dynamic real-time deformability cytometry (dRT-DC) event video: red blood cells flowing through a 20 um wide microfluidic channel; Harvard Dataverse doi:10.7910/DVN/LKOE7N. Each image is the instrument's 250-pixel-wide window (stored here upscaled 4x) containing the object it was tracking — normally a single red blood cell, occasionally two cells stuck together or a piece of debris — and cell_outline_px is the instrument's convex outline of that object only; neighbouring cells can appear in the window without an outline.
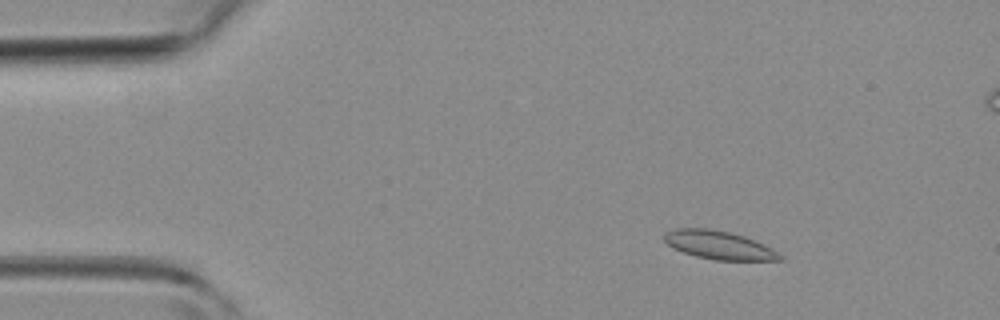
{"species": "common noctule bat (a hibernating species)", "species_latin": "Nyctalus noctula", "temperature_condition": "room temperature", "stored_images_in_passage": 47, "camera_frame_rate_fps": 3000, "um_per_image_px": 0.085, "animal": {"sex": "female", "body_mass_g": 19.3, "forearm_length_mm": 54.1}, "frame": {"image": 1, "passage_image": 7, "time_ms": 2.0, "image_size_px": [1000, 320], "cell_outline_px": [[784, 260], [716, 260], [696, 256], [672, 248], [664, 240], [664, 232], [672, 228], [708, 228], [728, 232], [744, 236], [764, 244], [772, 248], [784, 256]], "centroid_in_image_um": [61.11, 20.83], "position_along_channel_um": 23.9, "area_um2": 19.19}}
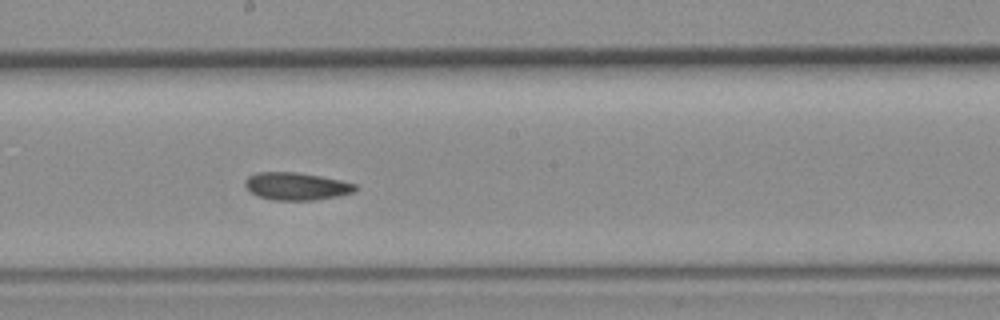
{"frame": {"image": 2, "passage_image": 25, "time_ms": 8.0, "image_size_px": [1000, 320], "cell_outline_px": [[356, 188], [352, 192], [336, 196], [312, 200], [272, 200], [260, 196], [252, 192], [244, 184], [244, 180], [248, 176], [256, 172], [296, 172], [320, 176], [340, 180], [356, 184]], "centroid_in_image_um": [25.16, 15.82], "position_along_channel_um": 223.0, "area_um2": 17.46}}
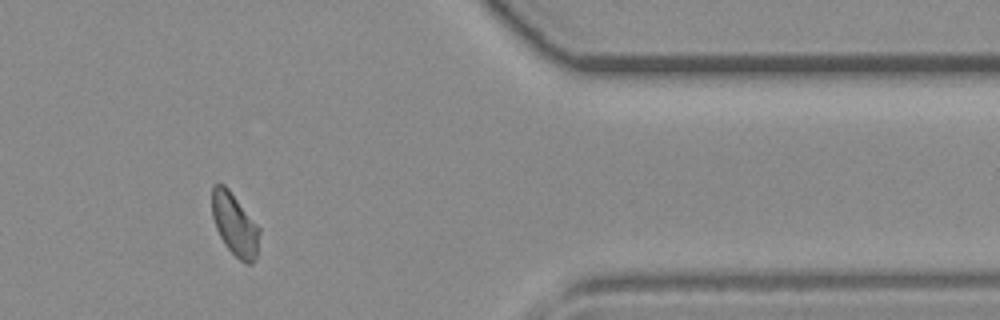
{"frame": {"image": 3, "passage_image": 38, "time_ms": 12.333, "image_size_px": [1000, 320], "cell_outline_px": [[260, 232], [256, 256], [252, 264], [244, 264], [224, 244], [216, 228], [212, 216], [212, 184], [224, 184], [228, 188], [260, 228]], "centroid_in_image_um": [19.95, 19.08], "position_along_channel_um": 391.5, "area_um2": 17.17}}